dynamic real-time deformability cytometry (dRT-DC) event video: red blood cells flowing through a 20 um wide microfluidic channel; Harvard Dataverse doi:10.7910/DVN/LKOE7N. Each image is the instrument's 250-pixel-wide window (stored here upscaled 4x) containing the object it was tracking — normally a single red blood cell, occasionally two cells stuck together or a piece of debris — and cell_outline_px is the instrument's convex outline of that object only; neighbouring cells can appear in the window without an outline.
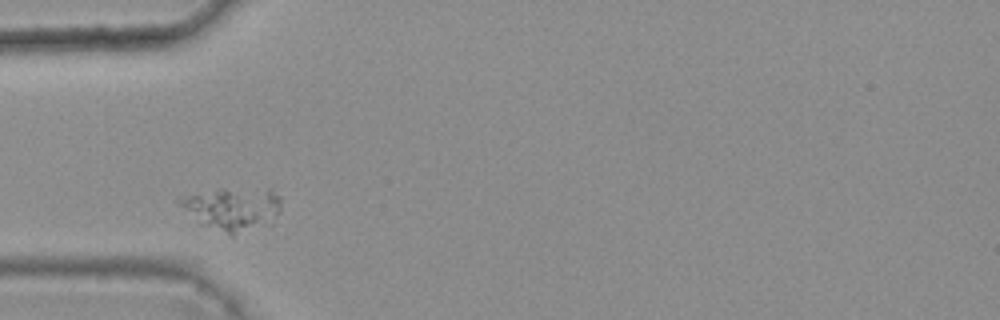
{"species": "common noctule bat (a hibernating species)", "species_latin": "Nyctalus noctula", "temperature_condition": "warm", "stored_images_in_passage": 6, "camera_frame_rate_fps": 3000, "um_per_image_px": 0.085, "animal": {"sex": "female", "body_mass_g": 25.1}, "frame": {"image": 1, "passage_image": 1, "time_ms": 0.0, "image_size_px": [1000, 320], "cell_outline_px": [[280, 212], [272, 224], [232, 236], [200, 224], [176, 204], [176, 200], [180, 196], [216, 188], [272, 188], [280, 196]], "centroid_in_image_um": [19.77, 17.73], "position_along_channel_um": 65.2, "area_um2": 26.53}}
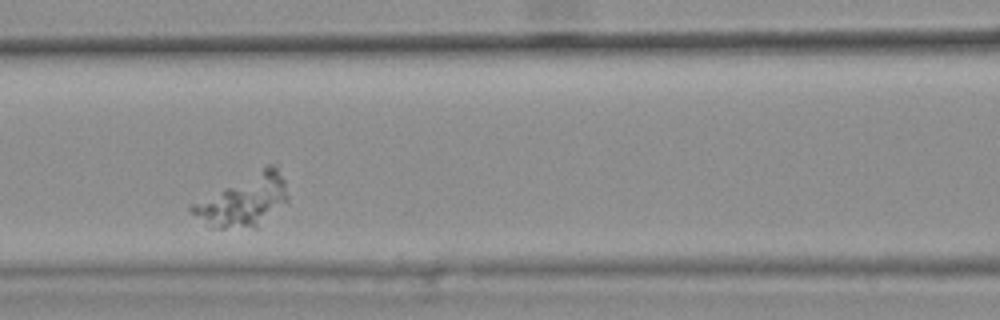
{"frame": {"image": 2, "passage_image": 3, "time_ms": 0.667, "image_size_px": [1000, 320], "cell_outline_px": [[288, 200], [256, 228], [208, 228], [188, 208], [192, 204], [268, 164], [276, 164], [284, 180], [288, 196]], "centroid_in_image_um": [20.73, 17.06], "position_along_channel_um": 145.9, "area_um2": 28.21}}
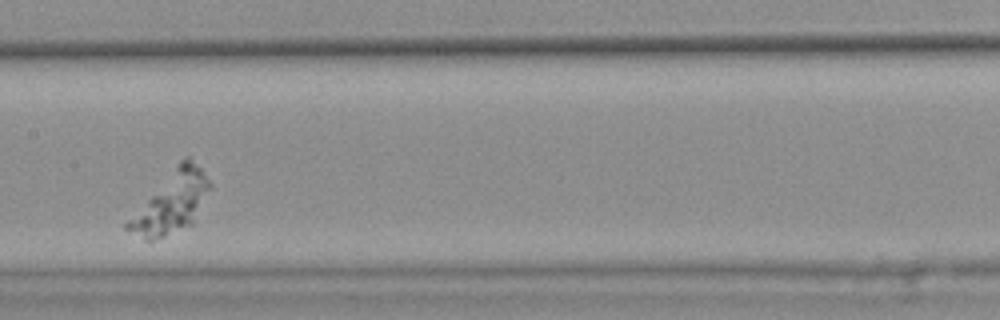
{"frame": {"image": 3, "passage_image": 4, "time_ms": 1.0, "image_size_px": [1000, 320], "cell_outline_px": [[212, 188], [192, 224], [164, 236], [152, 240], [144, 240], [124, 228], [124, 224], [180, 160], [184, 156], [188, 156], [200, 168], [212, 184]], "centroid_in_image_um": [14.59, 17.21], "position_along_channel_um": 192.8, "area_um2": 28.55}}